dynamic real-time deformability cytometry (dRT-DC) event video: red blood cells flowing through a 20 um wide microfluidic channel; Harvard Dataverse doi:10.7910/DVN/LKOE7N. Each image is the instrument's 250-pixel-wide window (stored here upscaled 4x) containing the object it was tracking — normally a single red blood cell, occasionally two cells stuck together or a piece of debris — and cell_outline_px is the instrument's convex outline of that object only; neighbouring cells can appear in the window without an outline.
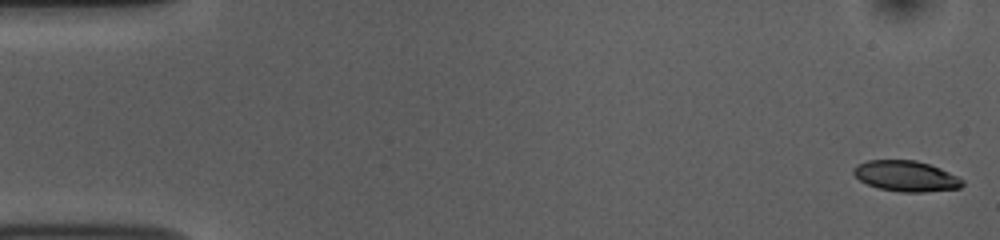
{"species": "common noctule bat (a hibernating species)", "species_latin": "Nyctalus noctula", "temperature_condition": "room temperature", "stored_images_in_passage": 53, "camera_frame_rate_fps": 3000, "um_per_image_px": 0.085, "animal": {"sex": "female", "body_mass_g": 10.0, "forearm_length_mm": 53.1}, "frame": {"image": 1, "passage_image": 1, "time_ms": 0.0, "image_size_px": [1000, 240], "cell_outline_px": [[964, 184], [960, 188], [924, 192], [900, 192], [880, 188], [868, 184], [860, 180], [852, 172], [852, 168], [856, 164], [868, 160], [916, 160], [940, 168], [964, 180]], "centroid_in_image_um": [77.0, 14.96], "position_along_channel_um": 8.0, "area_um2": 19.42}}
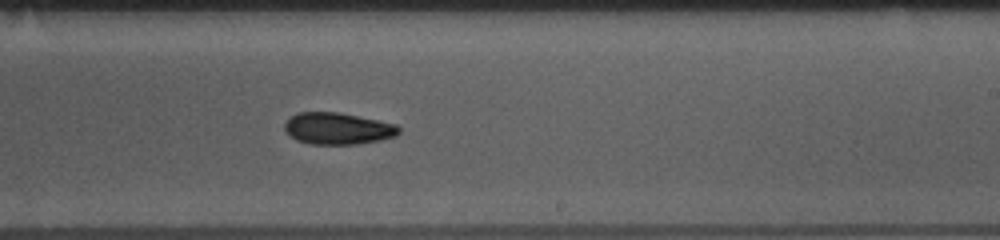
{"frame": {"image": 2, "passage_image": 32, "time_ms": 10.333, "image_size_px": [1000, 240], "cell_outline_px": [[400, 132], [396, 136], [380, 140], [356, 144], [312, 144], [296, 140], [284, 128], [284, 124], [296, 112], [340, 112], [396, 124], [400, 128]], "centroid_in_image_um": [28.73, 10.92], "position_along_channel_um": 260.3, "area_um2": 21.04}}
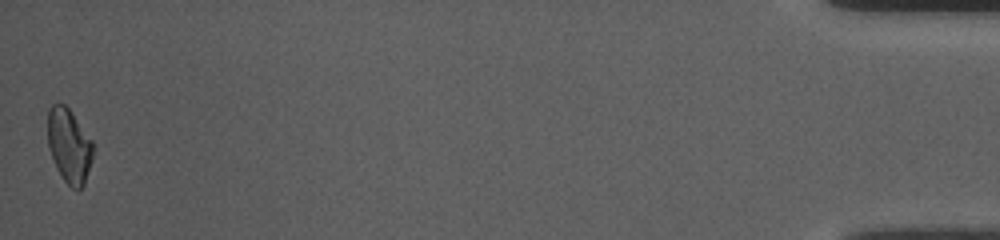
{"frame": {"image": 3, "passage_image": 53, "time_ms": 17.333, "image_size_px": [1000, 240], "cell_outline_px": [[92, 160], [84, 184], [80, 188], [72, 188], [64, 180], [56, 168], [48, 148], [48, 108], [52, 104], [64, 104], [68, 108], [92, 140]], "centroid_in_image_um": [5.86, 12.38], "position_along_channel_um": 429.3, "area_um2": 19.36}, "authors_computed_cell_mechanics": {"area_um2": 20.4034, "velocity_mm_per_s": 3.7455, "shape_relaxation_time_tau1_ms": 4.0939, "shape_relaxation_time_tau2_ms": null, "deformation_change_tau1": 0.1139, "deformation_change_tau2": null}}